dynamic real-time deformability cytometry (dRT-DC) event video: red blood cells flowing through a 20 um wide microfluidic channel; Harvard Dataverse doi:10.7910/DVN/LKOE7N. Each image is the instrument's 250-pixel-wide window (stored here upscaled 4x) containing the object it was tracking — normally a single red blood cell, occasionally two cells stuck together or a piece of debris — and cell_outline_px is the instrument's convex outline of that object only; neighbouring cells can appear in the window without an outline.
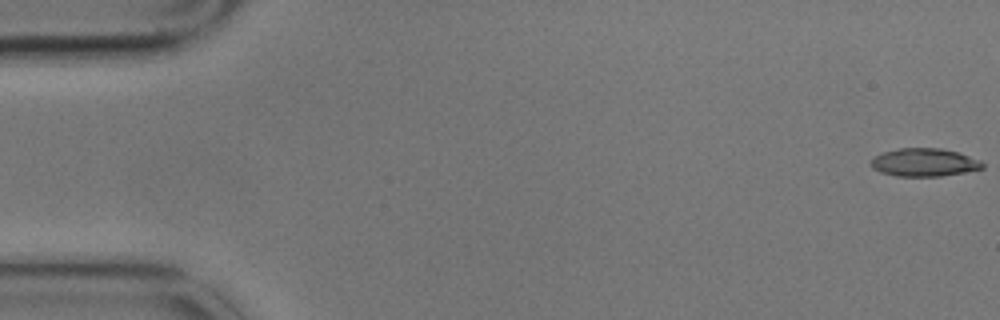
{"species": "common noctule bat (a hibernating species)", "species_latin": "Nyctalus noctula", "temperature_condition": "cold", "stored_images_in_passage": 5, "camera_frame_rate_fps": 3000, "um_per_image_px": 0.085, "animal": {"sex": "male", "body_mass_g": 17.9}, "frame": {"image": 1, "passage_image": 1, "time_ms": 0.0, "image_size_px": [1000, 320], "cell_outline_px": [[984, 168], [964, 172], [940, 176], [896, 176], [880, 172], [872, 168], [868, 164], [872, 156], [884, 152], [900, 148], [940, 148], [956, 152], [980, 160], [984, 164]], "centroid_in_image_um": [78.5, 13.8], "position_along_channel_um": 6.5, "area_um2": 18.26}}
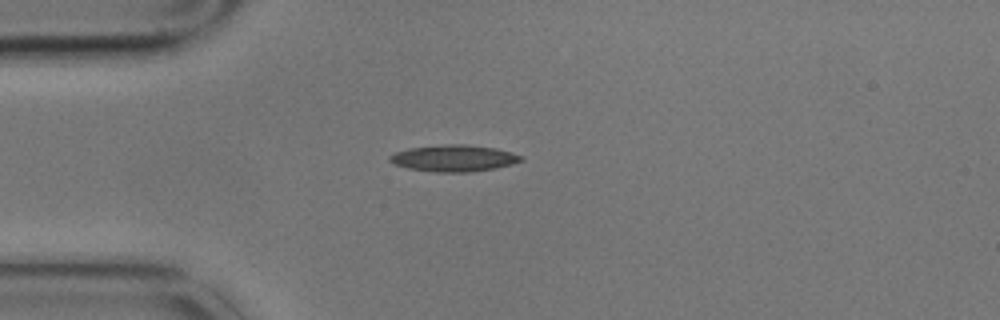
{"frame": {"image": 2, "passage_image": 5, "time_ms": 1.333, "image_size_px": [1000, 320], "cell_outline_px": [[524, 160], [512, 164], [496, 168], [472, 172], [436, 172], [408, 168], [396, 164], [388, 160], [388, 156], [396, 152], [408, 148], [444, 144], [464, 144], [496, 148], [512, 152], [524, 156]], "centroid_in_image_um": [38.61, 13.44], "position_along_channel_um": 46.4, "area_um2": 20.46}}